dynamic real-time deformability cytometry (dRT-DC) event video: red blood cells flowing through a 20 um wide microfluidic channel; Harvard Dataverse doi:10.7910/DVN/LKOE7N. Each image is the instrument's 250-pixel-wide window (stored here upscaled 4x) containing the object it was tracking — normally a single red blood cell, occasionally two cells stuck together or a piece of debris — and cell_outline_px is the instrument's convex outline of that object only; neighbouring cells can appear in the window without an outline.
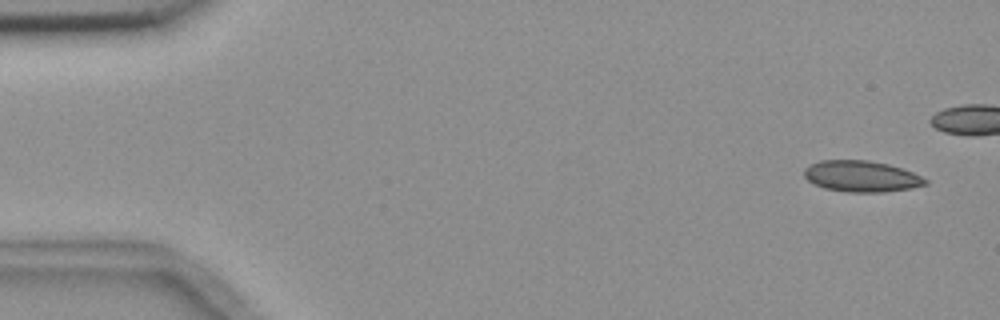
{"species": "common noctule bat (a hibernating species)", "species_latin": "Nyctalus noctula", "temperature_condition": "room temperature", "stored_images_in_passage": 7, "camera_frame_rate_fps": 3000, "um_per_image_px": 0.085, "animal": {"sex": "female", "body_mass_g": 18.4}, "frame": {"image": 1, "passage_image": 1, "time_ms": 0.0, "image_size_px": [1000, 320], "cell_outline_px": [[928, 184], [908, 188], [880, 192], [848, 192], [824, 188], [808, 180], [804, 176], [804, 168], [820, 160], [868, 160], [888, 164], [912, 172], [928, 180]], "centroid_in_image_um": [73.2, 14.98], "position_along_channel_um": 11.8, "area_um2": 21.73}}